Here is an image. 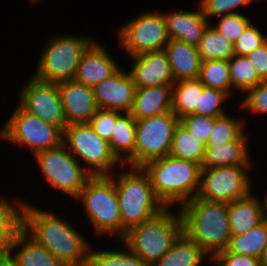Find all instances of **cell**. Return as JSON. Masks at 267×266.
<instances>
[{
	"label": "cell",
	"instance_id": "ee69618b",
	"mask_svg": "<svg viewBox=\"0 0 267 266\" xmlns=\"http://www.w3.org/2000/svg\"><path fill=\"white\" fill-rule=\"evenodd\" d=\"M262 80H267V40L246 56Z\"/></svg>",
	"mask_w": 267,
	"mask_h": 266
},
{
	"label": "cell",
	"instance_id": "d6a6232c",
	"mask_svg": "<svg viewBox=\"0 0 267 266\" xmlns=\"http://www.w3.org/2000/svg\"><path fill=\"white\" fill-rule=\"evenodd\" d=\"M124 249H94L91 245L87 266H149L124 243Z\"/></svg>",
	"mask_w": 267,
	"mask_h": 266
},
{
	"label": "cell",
	"instance_id": "3957f363",
	"mask_svg": "<svg viewBox=\"0 0 267 266\" xmlns=\"http://www.w3.org/2000/svg\"><path fill=\"white\" fill-rule=\"evenodd\" d=\"M128 169V170H127ZM117 175H110L115 181L121 212V240L133 227L152 218L167 206L161 201L142 167H126Z\"/></svg>",
	"mask_w": 267,
	"mask_h": 266
},
{
	"label": "cell",
	"instance_id": "ba28073f",
	"mask_svg": "<svg viewBox=\"0 0 267 266\" xmlns=\"http://www.w3.org/2000/svg\"><path fill=\"white\" fill-rule=\"evenodd\" d=\"M62 144L79 162L84 161L83 167L91 176L112 175L114 167H124L112 153L109 142L97 135L88 123L68 124Z\"/></svg>",
	"mask_w": 267,
	"mask_h": 266
},
{
	"label": "cell",
	"instance_id": "f6af8a7d",
	"mask_svg": "<svg viewBox=\"0 0 267 266\" xmlns=\"http://www.w3.org/2000/svg\"><path fill=\"white\" fill-rule=\"evenodd\" d=\"M0 266H17L9 254H0Z\"/></svg>",
	"mask_w": 267,
	"mask_h": 266
},
{
	"label": "cell",
	"instance_id": "e575fe53",
	"mask_svg": "<svg viewBox=\"0 0 267 266\" xmlns=\"http://www.w3.org/2000/svg\"><path fill=\"white\" fill-rule=\"evenodd\" d=\"M215 118L214 127L208 139V145H221L238 139L244 132L246 124L231 114ZM245 125V126H244Z\"/></svg>",
	"mask_w": 267,
	"mask_h": 266
},
{
	"label": "cell",
	"instance_id": "cb8c5ba5",
	"mask_svg": "<svg viewBox=\"0 0 267 266\" xmlns=\"http://www.w3.org/2000/svg\"><path fill=\"white\" fill-rule=\"evenodd\" d=\"M8 254L17 266H63L46 247L38 244L24 230L14 239Z\"/></svg>",
	"mask_w": 267,
	"mask_h": 266
},
{
	"label": "cell",
	"instance_id": "e0dca14e",
	"mask_svg": "<svg viewBox=\"0 0 267 266\" xmlns=\"http://www.w3.org/2000/svg\"><path fill=\"white\" fill-rule=\"evenodd\" d=\"M131 59L134 64L129 72L136 89L175 83L165 50L143 53Z\"/></svg>",
	"mask_w": 267,
	"mask_h": 266
},
{
	"label": "cell",
	"instance_id": "bcb514c9",
	"mask_svg": "<svg viewBox=\"0 0 267 266\" xmlns=\"http://www.w3.org/2000/svg\"><path fill=\"white\" fill-rule=\"evenodd\" d=\"M260 266H267V245L264 248L262 256L259 258Z\"/></svg>",
	"mask_w": 267,
	"mask_h": 266
},
{
	"label": "cell",
	"instance_id": "9c48e42d",
	"mask_svg": "<svg viewBox=\"0 0 267 266\" xmlns=\"http://www.w3.org/2000/svg\"><path fill=\"white\" fill-rule=\"evenodd\" d=\"M2 127L1 140L27 146L33 156L62 144L63 132L58 127L28 113L19 104Z\"/></svg>",
	"mask_w": 267,
	"mask_h": 266
},
{
	"label": "cell",
	"instance_id": "74e56055",
	"mask_svg": "<svg viewBox=\"0 0 267 266\" xmlns=\"http://www.w3.org/2000/svg\"><path fill=\"white\" fill-rule=\"evenodd\" d=\"M255 1L256 0H199L198 4L206 19L211 22L209 18L239 13V11L235 12L233 9L235 10L240 6L243 7Z\"/></svg>",
	"mask_w": 267,
	"mask_h": 266
},
{
	"label": "cell",
	"instance_id": "83f0119b",
	"mask_svg": "<svg viewBox=\"0 0 267 266\" xmlns=\"http://www.w3.org/2000/svg\"><path fill=\"white\" fill-rule=\"evenodd\" d=\"M203 85L198 78L182 80L172 85V112L181 119L196 112Z\"/></svg>",
	"mask_w": 267,
	"mask_h": 266
},
{
	"label": "cell",
	"instance_id": "8d00e7d4",
	"mask_svg": "<svg viewBox=\"0 0 267 266\" xmlns=\"http://www.w3.org/2000/svg\"><path fill=\"white\" fill-rule=\"evenodd\" d=\"M218 24L210 23L214 30L222 34L233 44L236 43L238 38L242 35L247 26L251 23L248 17L242 13L227 14L220 16Z\"/></svg>",
	"mask_w": 267,
	"mask_h": 266
},
{
	"label": "cell",
	"instance_id": "c3c4849f",
	"mask_svg": "<svg viewBox=\"0 0 267 266\" xmlns=\"http://www.w3.org/2000/svg\"><path fill=\"white\" fill-rule=\"evenodd\" d=\"M30 1L34 5V4L38 3V1H40V0H30Z\"/></svg>",
	"mask_w": 267,
	"mask_h": 266
},
{
	"label": "cell",
	"instance_id": "7bdbcfd3",
	"mask_svg": "<svg viewBox=\"0 0 267 266\" xmlns=\"http://www.w3.org/2000/svg\"><path fill=\"white\" fill-rule=\"evenodd\" d=\"M213 259L220 266H260L259 258L230 253L227 249L219 252Z\"/></svg>",
	"mask_w": 267,
	"mask_h": 266
},
{
	"label": "cell",
	"instance_id": "681fc988",
	"mask_svg": "<svg viewBox=\"0 0 267 266\" xmlns=\"http://www.w3.org/2000/svg\"><path fill=\"white\" fill-rule=\"evenodd\" d=\"M265 200H266V214H267V192L265 194Z\"/></svg>",
	"mask_w": 267,
	"mask_h": 266
},
{
	"label": "cell",
	"instance_id": "4dcf8cb0",
	"mask_svg": "<svg viewBox=\"0 0 267 266\" xmlns=\"http://www.w3.org/2000/svg\"><path fill=\"white\" fill-rule=\"evenodd\" d=\"M198 79L205 87L223 91L232 97L233 87L228 60L215 59L201 62Z\"/></svg>",
	"mask_w": 267,
	"mask_h": 266
},
{
	"label": "cell",
	"instance_id": "ab89813d",
	"mask_svg": "<svg viewBox=\"0 0 267 266\" xmlns=\"http://www.w3.org/2000/svg\"><path fill=\"white\" fill-rule=\"evenodd\" d=\"M265 36L261 29L251 22L234 44V54L247 56L267 40Z\"/></svg>",
	"mask_w": 267,
	"mask_h": 266
},
{
	"label": "cell",
	"instance_id": "277c9868",
	"mask_svg": "<svg viewBox=\"0 0 267 266\" xmlns=\"http://www.w3.org/2000/svg\"><path fill=\"white\" fill-rule=\"evenodd\" d=\"M142 169L167 207L181 206L198 194L202 169L198 163L169 154L146 163Z\"/></svg>",
	"mask_w": 267,
	"mask_h": 266
},
{
	"label": "cell",
	"instance_id": "d590c367",
	"mask_svg": "<svg viewBox=\"0 0 267 266\" xmlns=\"http://www.w3.org/2000/svg\"><path fill=\"white\" fill-rule=\"evenodd\" d=\"M227 98L230 97L225 92L203 85V93L200 96L199 107H197L194 114L212 118L223 116L227 114L223 107Z\"/></svg>",
	"mask_w": 267,
	"mask_h": 266
},
{
	"label": "cell",
	"instance_id": "484cf974",
	"mask_svg": "<svg viewBox=\"0 0 267 266\" xmlns=\"http://www.w3.org/2000/svg\"><path fill=\"white\" fill-rule=\"evenodd\" d=\"M25 202L18 199L12 202L0 198V254H8L14 239L23 230Z\"/></svg>",
	"mask_w": 267,
	"mask_h": 266
},
{
	"label": "cell",
	"instance_id": "836d02e7",
	"mask_svg": "<svg viewBox=\"0 0 267 266\" xmlns=\"http://www.w3.org/2000/svg\"><path fill=\"white\" fill-rule=\"evenodd\" d=\"M228 62L232 87L240 93L247 92L262 81L246 56L234 54Z\"/></svg>",
	"mask_w": 267,
	"mask_h": 266
},
{
	"label": "cell",
	"instance_id": "5bb4252c",
	"mask_svg": "<svg viewBox=\"0 0 267 266\" xmlns=\"http://www.w3.org/2000/svg\"><path fill=\"white\" fill-rule=\"evenodd\" d=\"M20 88L19 105L28 113L63 132L68 124L57 83L42 82L32 76L23 88Z\"/></svg>",
	"mask_w": 267,
	"mask_h": 266
},
{
	"label": "cell",
	"instance_id": "4fadbf2b",
	"mask_svg": "<svg viewBox=\"0 0 267 266\" xmlns=\"http://www.w3.org/2000/svg\"><path fill=\"white\" fill-rule=\"evenodd\" d=\"M250 166H223L201 169L200 187L197 196L213 202L230 203L253 194Z\"/></svg>",
	"mask_w": 267,
	"mask_h": 266
},
{
	"label": "cell",
	"instance_id": "30bf717a",
	"mask_svg": "<svg viewBox=\"0 0 267 266\" xmlns=\"http://www.w3.org/2000/svg\"><path fill=\"white\" fill-rule=\"evenodd\" d=\"M42 174L51 188L76 199L91 174L61 144L59 147L34 155Z\"/></svg>",
	"mask_w": 267,
	"mask_h": 266
},
{
	"label": "cell",
	"instance_id": "8992f818",
	"mask_svg": "<svg viewBox=\"0 0 267 266\" xmlns=\"http://www.w3.org/2000/svg\"><path fill=\"white\" fill-rule=\"evenodd\" d=\"M75 200L81 201L98 237L114 235L121 241V212L115 181L110 175L91 176Z\"/></svg>",
	"mask_w": 267,
	"mask_h": 266
},
{
	"label": "cell",
	"instance_id": "7c38bea8",
	"mask_svg": "<svg viewBox=\"0 0 267 266\" xmlns=\"http://www.w3.org/2000/svg\"><path fill=\"white\" fill-rule=\"evenodd\" d=\"M179 122L180 119L173 112L136 120L134 167H142L169 155Z\"/></svg>",
	"mask_w": 267,
	"mask_h": 266
},
{
	"label": "cell",
	"instance_id": "f1b7e54d",
	"mask_svg": "<svg viewBox=\"0 0 267 266\" xmlns=\"http://www.w3.org/2000/svg\"><path fill=\"white\" fill-rule=\"evenodd\" d=\"M267 245V217L249 232L231 236L227 250L230 253L260 258Z\"/></svg>",
	"mask_w": 267,
	"mask_h": 266
},
{
	"label": "cell",
	"instance_id": "f546056e",
	"mask_svg": "<svg viewBox=\"0 0 267 266\" xmlns=\"http://www.w3.org/2000/svg\"><path fill=\"white\" fill-rule=\"evenodd\" d=\"M205 150L206 146L179 122L174 131L170 155L202 165Z\"/></svg>",
	"mask_w": 267,
	"mask_h": 266
},
{
	"label": "cell",
	"instance_id": "52a82bcc",
	"mask_svg": "<svg viewBox=\"0 0 267 266\" xmlns=\"http://www.w3.org/2000/svg\"><path fill=\"white\" fill-rule=\"evenodd\" d=\"M48 40L33 77L46 83L73 80L83 53L95 39L75 34H53Z\"/></svg>",
	"mask_w": 267,
	"mask_h": 266
},
{
	"label": "cell",
	"instance_id": "4316f807",
	"mask_svg": "<svg viewBox=\"0 0 267 266\" xmlns=\"http://www.w3.org/2000/svg\"><path fill=\"white\" fill-rule=\"evenodd\" d=\"M206 258L211 259L202 248L182 232L169 251L154 266H201L207 261Z\"/></svg>",
	"mask_w": 267,
	"mask_h": 266
},
{
	"label": "cell",
	"instance_id": "8fae6325",
	"mask_svg": "<svg viewBox=\"0 0 267 266\" xmlns=\"http://www.w3.org/2000/svg\"><path fill=\"white\" fill-rule=\"evenodd\" d=\"M117 30L118 46L129 57L164 50L170 41L162 12H144Z\"/></svg>",
	"mask_w": 267,
	"mask_h": 266
},
{
	"label": "cell",
	"instance_id": "7dc6e473",
	"mask_svg": "<svg viewBox=\"0 0 267 266\" xmlns=\"http://www.w3.org/2000/svg\"><path fill=\"white\" fill-rule=\"evenodd\" d=\"M211 261H212V263H214V264H213L214 266H220V265L218 264V262H217L215 259L211 258V259H210V263H211Z\"/></svg>",
	"mask_w": 267,
	"mask_h": 266
},
{
	"label": "cell",
	"instance_id": "5b68a950",
	"mask_svg": "<svg viewBox=\"0 0 267 266\" xmlns=\"http://www.w3.org/2000/svg\"><path fill=\"white\" fill-rule=\"evenodd\" d=\"M182 232L179 207L175 210L166 207L152 218L131 228L121 241L149 266H154Z\"/></svg>",
	"mask_w": 267,
	"mask_h": 266
},
{
	"label": "cell",
	"instance_id": "44dd1931",
	"mask_svg": "<svg viewBox=\"0 0 267 266\" xmlns=\"http://www.w3.org/2000/svg\"><path fill=\"white\" fill-rule=\"evenodd\" d=\"M172 112V85L137 88L130 114L135 120Z\"/></svg>",
	"mask_w": 267,
	"mask_h": 266
},
{
	"label": "cell",
	"instance_id": "ffe728a7",
	"mask_svg": "<svg viewBox=\"0 0 267 266\" xmlns=\"http://www.w3.org/2000/svg\"><path fill=\"white\" fill-rule=\"evenodd\" d=\"M252 194L227 203L231 236L243 235L259 225L266 217L265 196L261 202Z\"/></svg>",
	"mask_w": 267,
	"mask_h": 266
},
{
	"label": "cell",
	"instance_id": "7402d4cb",
	"mask_svg": "<svg viewBox=\"0 0 267 266\" xmlns=\"http://www.w3.org/2000/svg\"><path fill=\"white\" fill-rule=\"evenodd\" d=\"M248 133L221 145H207L202 168L223 166H251ZM249 152V153H248Z\"/></svg>",
	"mask_w": 267,
	"mask_h": 266
},
{
	"label": "cell",
	"instance_id": "f35d334b",
	"mask_svg": "<svg viewBox=\"0 0 267 266\" xmlns=\"http://www.w3.org/2000/svg\"><path fill=\"white\" fill-rule=\"evenodd\" d=\"M180 122L193 134L204 146L208 145V139L214 127L215 118L190 114L182 117Z\"/></svg>",
	"mask_w": 267,
	"mask_h": 266
},
{
	"label": "cell",
	"instance_id": "1f68e13d",
	"mask_svg": "<svg viewBox=\"0 0 267 266\" xmlns=\"http://www.w3.org/2000/svg\"><path fill=\"white\" fill-rule=\"evenodd\" d=\"M197 50L201 62L215 59L229 60L234 55V44L209 25L197 45Z\"/></svg>",
	"mask_w": 267,
	"mask_h": 266
},
{
	"label": "cell",
	"instance_id": "6da1fadb",
	"mask_svg": "<svg viewBox=\"0 0 267 266\" xmlns=\"http://www.w3.org/2000/svg\"><path fill=\"white\" fill-rule=\"evenodd\" d=\"M23 230L46 247L63 266H87L91 242L89 244L70 222L54 212L25 202Z\"/></svg>",
	"mask_w": 267,
	"mask_h": 266
},
{
	"label": "cell",
	"instance_id": "ac0fdd59",
	"mask_svg": "<svg viewBox=\"0 0 267 266\" xmlns=\"http://www.w3.org/2000/svg\"><path fill=\"white\" fill-rule=\"evenodd\" d=\"M97 42L94 41L83 53L74 76L76 81L91 88L121 68L106 48Z\"/></svg>",
	"mask_w": 267,
	"mask_h": 266
},
{
	"label": "cell",
	"instance_id": "d6986e66",
	"mask_svg": "<svg viewBox=\"0 0 267 266\" xmlns=\"http://www.w3.org/2000/svg\"><path fill=\"white\" fill-rule=\"evenodd\" d=\"M197 11H172L163 13L170 39L186 42L197 46L204 32L210 25L203 11L198 6Z\"/></svg>",
	"mask_w": 267,
	"mask_h": 266
},
{
	"label": "cell",
	"instance_id": "2e32d148",
	"mask_svg": "<svg viewBox=\"0 0 267 266\" xmlns=\"http://www.w3.org/2000/svg\"><path fill=\"white\" fill-rule=\"evenodd\" d=\"M67 124L89 123L98 111L93 88L75 79L57 83Z\"/></svg>",
	"mask_w": 267,
	"mask_h": 266
},
{
	"label": "cell",
	"instance_id": "d4e9b609",
	"mask_svg": "<svg viewBox=\"0 0 267 266\" xmlns=\"http://www.w3.org/2000/svg\"><path fill=\"white\" fill-rule=\"evenodd\" d=\"M136 120L130 113H121L116 120L109 145L112 153L125 167H134Z\"/></svg>",
	"mask_w": 267,
	"mask_h": 266
},
{
	"label": "cell",
	"instance_id": "7a4b0ae2",
	"mask_svg": "<svg viewBox=\"0 0 267 266\" xmlns=\"http://www.w3.org/2000/svg\"><path fill=\"white\" fill-rule=\"evenodd\" d=\"M178 207L183 232L210 258L227 249L231 239L227 203L208 201L196 196Z\"/></svg>",
	"mask_w": 267,
	"mask_h": 266
},
{
	"label": "cell",
	"instance_id": "9a60e30c",
	"mask_svg": "<svg viewBox=\"0 0 267 266\" xmlns=\"http://www.w3.org/2000/svg\"><path fill=\"white\" fill-rule=\"evenodd\" d=\"M135 91L136 87L130 72H125L121 68L93 88L98 108L122 113L130 112Z\"/></svg>",
	"mask_w": 267,
	"mask_h": 266
},
{
	"label": "cell",
	"instance_id": "603a6c76",
	"mask_svg": "<svg viewBox=\"0 0 267 266\" xmlns=\"http://www.w3.org/2000/svg\"><path fill=\"white\" fill-rule=\"evenodd\" d=\"M174 82L198 78L201 60L197 46L170 39L165 46Z\"/></svg>",
	"mask_w": 267,
	"mask_h": 266
},
{
	"label": "cell",
	"instance_id": "b9f144b4",
	"mask_svg": "<svg viewBox=\"0 0 267 266\" xmlns=\"http://www.w3.org/2000/svg\"><path fill=\"white\" fill-rule=\"evenodd\" d=\"M120 111L98 109L95 115L90 119L89 125L102 139L110 141L117 117Z\"/></svg>",
	"mask_w": 267,
	"mask_h": 266
},
{
	"label": "cell",
	"instance_id": "60d3db41",
	"mask_svg": "<svg viewBox=\"0 0 267 266\" xmlns=\"http://www.w3.org/2000/svg\"><path fill=\"white\" fill-rule=\"evenodd\" d=\"M240 104L241 109L249 113L267 114V80H262L257 86L249 89Z\"/></svg>",
	"mask_w": 267,
	"mask_h": 266
}]
</instances>
